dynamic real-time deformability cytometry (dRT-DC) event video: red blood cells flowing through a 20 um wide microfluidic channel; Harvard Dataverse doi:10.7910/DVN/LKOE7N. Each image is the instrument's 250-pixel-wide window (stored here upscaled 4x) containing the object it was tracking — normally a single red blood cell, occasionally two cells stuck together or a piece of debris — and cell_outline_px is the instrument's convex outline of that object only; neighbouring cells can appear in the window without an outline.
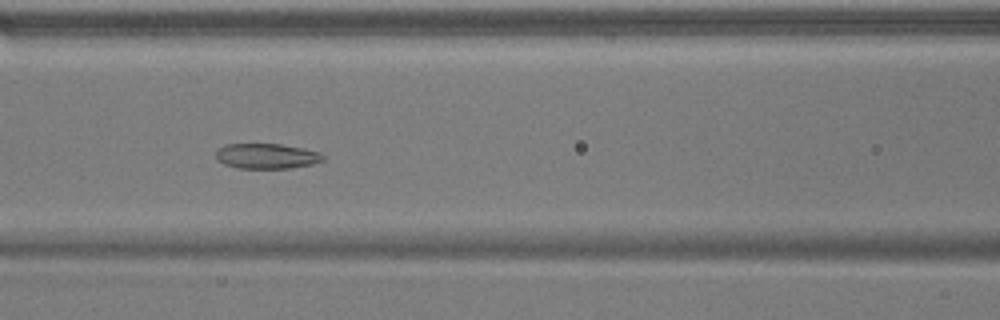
{"species": "common noctule bat (a hibernating species)", "species_latin": "Nyctalus noctula", "temperature_condition": "warm", "stored_images_in_passage": 47, "camera_frame_rate_fps": 3000, "um_per_image_px": 0.085, "animal": {"sex": "male", "body_mass_g": 17.9}, "frame": {"image": 1, "passage_image": 17, "time_ms": 5.333, "image_size_px": [1000, 320], "cell_outline_px": [[324, 160], [312, 164], [288, 168], [236, 168], [224, 164], [216, 160], [216, 152], [224, 144], [280, 144], [320, 152], [324, 156]], "centroid_in_image_um": [22.64, 13.27], "position_along_channel_um": 144.0, "area_um2": 15.66}}
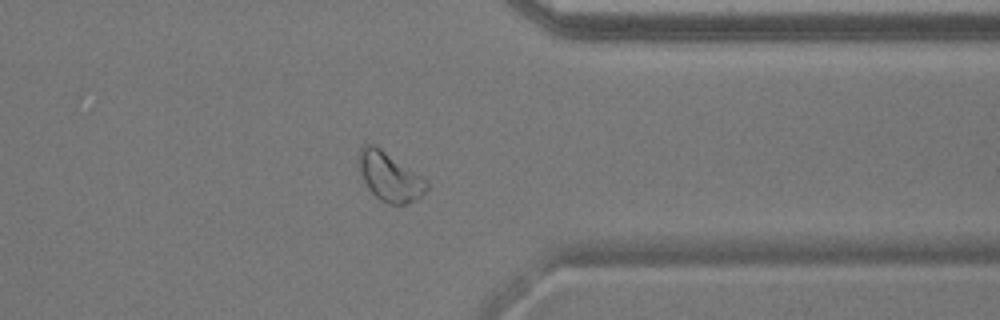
{"frame": {"image": 2, "passage_image": 36, "time_ms": 11.667, "image_size_px": [1000, 320], "cell_outline_px": [[428, 188], [416, 200], [404, 204], [388, 204], [380, 200], [368, 188], [360, 172], [356, 160], [356, 156], [360, 148], [364, 144], [376, 144], [428, 180]], "centroid_in_image_um": [33.09, 14.97], "position_along_channel_um": 378.3, "area_um2": 19.65}}
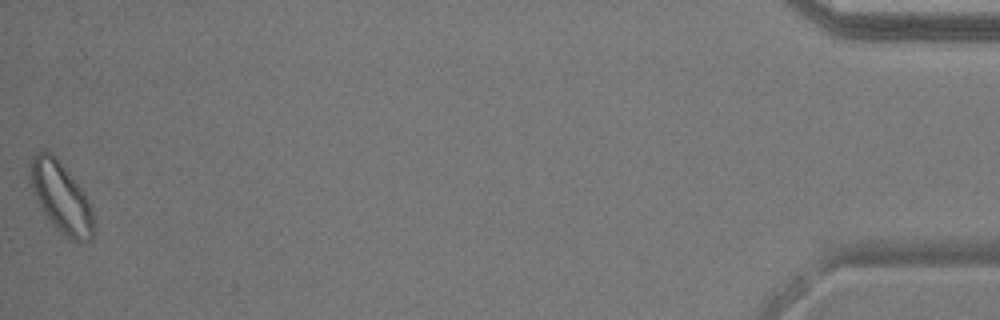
{"frame": {"image": 3, "passage_image": 47, "time_ms": 15.333, "image_size_px": [1000, 320], "cell_outline_px": [[92, 240], [72, 240], [56, 228], [48, 220], [32, 188], [28, 176], [28, 164], [32, 156], [36, 152], [44, 148], [52, 152], [84, 192], [88, 200], [92, 212]], "centroid_in_image_um": [5.13, 16.69], "position_along_channel_um": 430.1, "area_um2": 25.72}}